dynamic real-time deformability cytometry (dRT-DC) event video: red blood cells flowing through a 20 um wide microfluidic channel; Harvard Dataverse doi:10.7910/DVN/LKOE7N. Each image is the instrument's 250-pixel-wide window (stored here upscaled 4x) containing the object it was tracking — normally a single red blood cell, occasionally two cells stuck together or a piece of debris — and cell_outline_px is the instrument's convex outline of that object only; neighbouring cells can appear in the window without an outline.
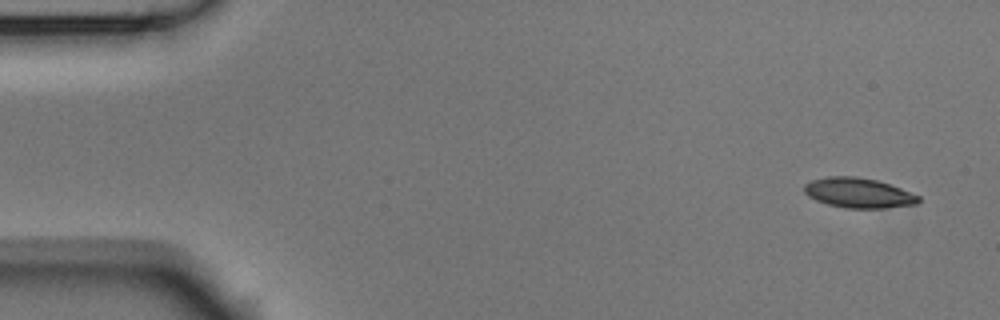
{"species": "Egyptian fruit bat (a non-hibernating species)", "species_latin": "Rousettus aegyptiacus", "temperature_condition": "room temperature", "stored_images_in_passage": 4, "camera_frame_rate_fps": 3000, "um_per_image_px": 0.085, "animal": {"sex": "male"}, "frame": {"image": 1, "passage_image": 1, "time_ms": 0.0, "image_size_px": [1000, 320], "cell_outline_px": [[920, 200], [916, 204], [884, 208], [844, 208], [828, 204], [816, 200], [808, 196], [804, 192], [804, 184], [812, 180], [828, 176], [856, 176], [876, 180], [900, 188], [920, 196]], "centroid_in_image_um": [72.95, 16.39], "position_along_channel_um": 12.1, "area_um2": 19.88}}
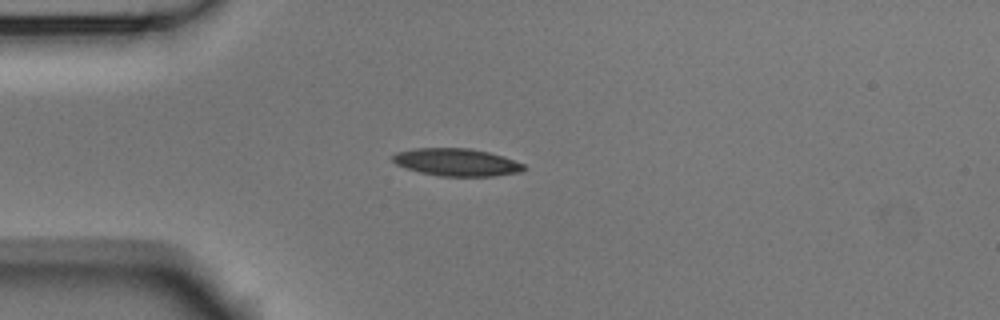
{"frame": {"image": 2, "passage_image": 4, "time_ms": 1.0, "image_size_px": [1000, 320], "cell_outline_px": [[528, 168], [524, 172], [492, 176], [440, 176], [420, 172], [396, 164], [392, 160], [392, 156], [396, 152], [412, 148], [468, 148], [488, 152], [504, 156], [524, 164]], "centroid_in_image_um": [38.85, 13.79], "position_along_channel_um": 46.1, "area_um2": 21.15}}